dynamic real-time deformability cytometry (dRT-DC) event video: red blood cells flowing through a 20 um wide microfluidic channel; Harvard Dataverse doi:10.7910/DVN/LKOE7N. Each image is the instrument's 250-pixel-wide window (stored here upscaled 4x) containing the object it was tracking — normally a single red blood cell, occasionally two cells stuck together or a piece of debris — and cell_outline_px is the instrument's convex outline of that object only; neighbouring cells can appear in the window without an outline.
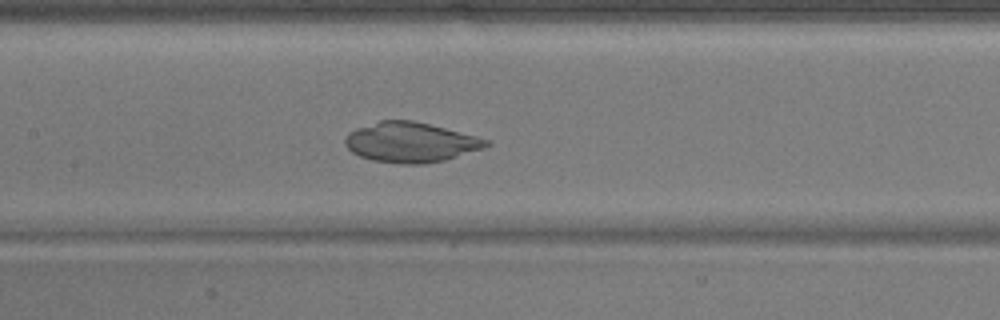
{"species": "common noctule bat (a hibernating species)", "species_latin": "Nyctalus noctula", "temperature_condition": "warm", "stored_images_in_passage": 50, "camera_frame_rate_fps": 3000, "um_per_image_px": 0.085, "animal": {"sex": "male", "body_mass_g": 17.9}, "frame": {"image": 1, "passage_image": 24, "time_ms": 7.667, "image_size_px": [1000, 320], "cell_outline_px": [[492, 144], [484, 148], [444, 160], [424, 164], [400, 164], [372, 160], [360, 156], [352, 152], [344, 144], [344, 136], [348, 132], [356, 128], [380, 120], [412, 120], [492, 140]], "centroid_in_image_um": [34.89, 12.1], "position_along_channel_um": 172.5, "area_um2": 32.95}}
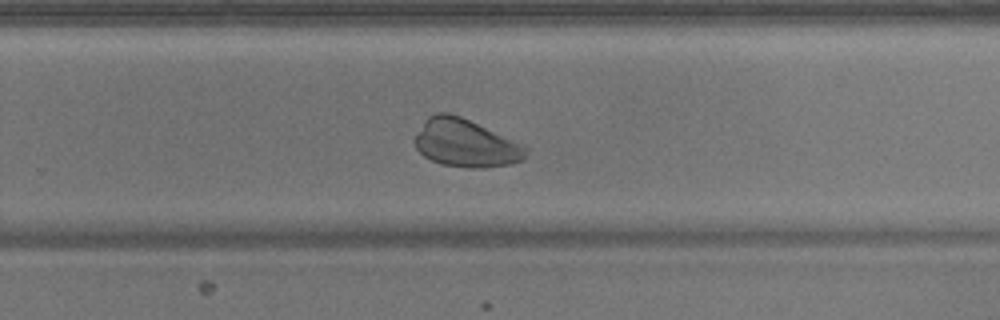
{"frame": {"image": 2, "passage_image": 33, "time_ms": 10.667, "image_size_px": [1000, 320], "cell_outline_px": [[528, 148], [524, 160], [512, 164], [480, 168], [468, 168], [444, 164], [432, 160], [424, 156], [416, 148], [416, 136], [424, 120], [428, 116], [436, 112], [448, 112], [460, 116], [512, 140]], "centroid_in_image_um": [39.57, 12.17], "position_along_channel_um": 290.2, "area_um2": 30.46}}
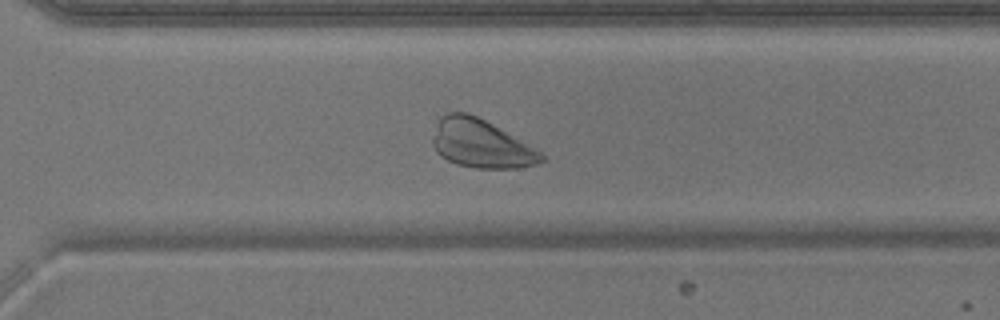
{"frame": {"image": 3, "passage_image": 36, "time_ms": 11.667, "image_size_px": [1000, 320], "cell_outline_px": [[548, 160], [536, 164], [516, 168], [476, 168], [456, 164], [440, 156], [436, 152], [432, 144], [432, 140], [436, 124], [440, 116], [444, 112], [468, 112], [492, 124], [540, 152]], "centroid_in_image_um": [40.83, 12.21], "position_along_channel_um": 329.8, "area_um2": 30.46}}